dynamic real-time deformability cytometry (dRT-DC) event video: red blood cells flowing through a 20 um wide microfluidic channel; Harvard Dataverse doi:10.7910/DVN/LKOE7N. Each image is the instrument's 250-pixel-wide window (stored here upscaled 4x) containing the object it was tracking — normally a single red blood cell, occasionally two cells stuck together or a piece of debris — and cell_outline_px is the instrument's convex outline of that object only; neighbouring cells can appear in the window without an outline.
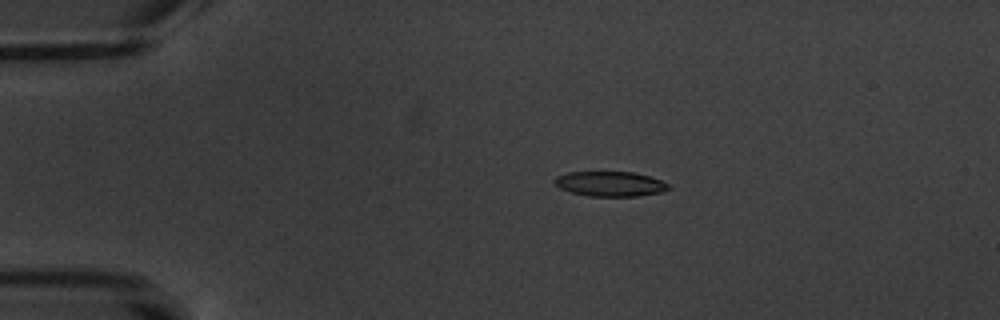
{"species": "common noctule bat (a hibernating species)", "species_latin": "Nyctalus noctula", "temperature_condition": "warm", "stored_images_in_passage": 10, "camera_frame_rate_fps": 3000, "um_per_image_px": 0.085, "animal": {"sex": "male", "body_mass_g": 20.1, "forearm_length_mm": 53.5}, "frame": {"image": 1, "passage_image": 1, "time_ms": 0.0, "image_size_px": [1000, 320], "cell_outline_px": [[672, 188], [664, 192], [636, 196], [588, 196], [572, 192], [560, 188], [552, 180], [556, 176], [568, 172], [632, 172], [648, 176], [660, 180], [668, 184]], "centroid_in_image_um": [51.87, 15.63], "position_along_channel_um": 33.1, "area_um2": 16.53}}
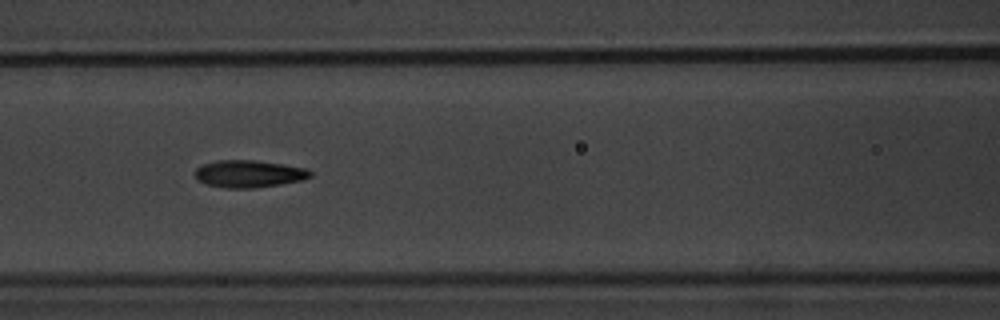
{"frame": {"image": 2, "passage_image": 5, "time_ms": 4.667, "image_size_px": [1000, 320], "cell_outline_px": [[312, 176], [300, 180], [280, 184], [252, 188], [224, 188], [208, 184], [200, 180], [196, 176], [196, 168], [204, 164], [216, 160], [256, 160], [284, 164], [304, 168], [312, 172]], "centroid_in_image_um": [21.17, 14.76], "position_along_channel_um": 145.4, "area_um2": 18.09}}